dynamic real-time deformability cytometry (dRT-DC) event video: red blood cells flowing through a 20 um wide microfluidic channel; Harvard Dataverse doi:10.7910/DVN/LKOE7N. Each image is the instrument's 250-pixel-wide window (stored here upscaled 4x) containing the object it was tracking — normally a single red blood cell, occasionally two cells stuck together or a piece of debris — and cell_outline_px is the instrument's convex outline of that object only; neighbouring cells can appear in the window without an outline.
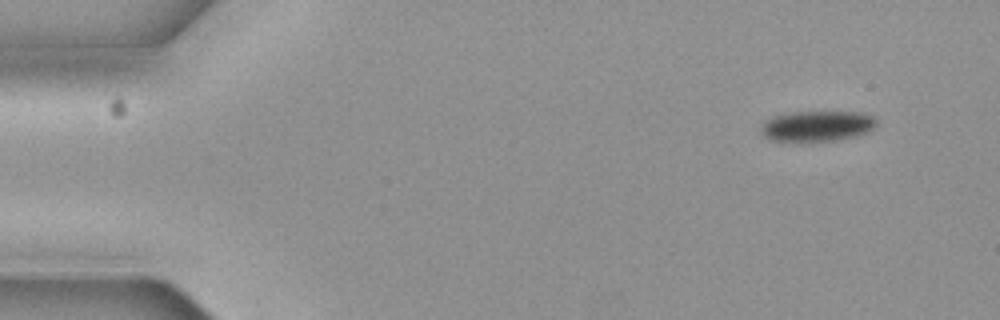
{"species": "common noctule bat (a hibernating species)", "species_latin": "Nyctalus noctula", "temperature_condition": "cold", "stored_images_in_passage": 5, "camera_frame_rate_fps": 3000, "um_per_image_px": 0.085, "animal": {"sex": "female", "body_mass_g": 19.3, "forearm_length_mm": 54.1}, "frame": {"image": 1, "passage_image": 2, "time_ms": 0.333, "image_size_px": [1000, 320], "cell_outline_px": [[876, 124], [868, 132], [856, 136], [836, 140], [808, 144], [800, 144], [768, 140], [760, 132], [760, 128], [772, 116], [792, 112], [860, 112], [872, 116], [876, 120]], "centroid_in_image_um": [69.39, 10.77], "position_along_channel_um": 15.6, "area_um2": 21.33}}
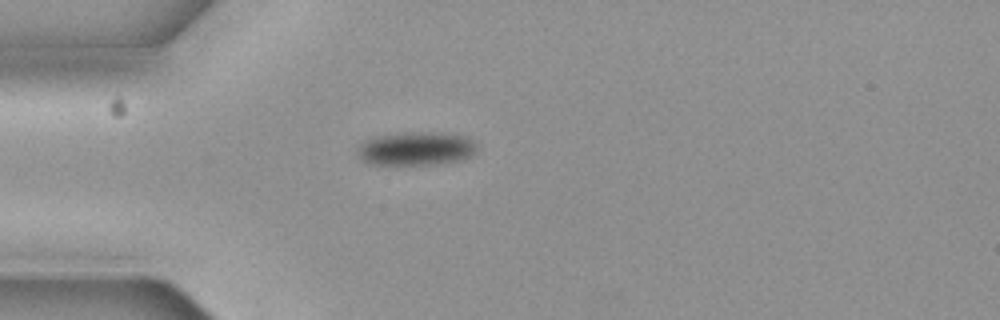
{"frame": {"image": 2, "passage_image": 4, "time_ms": 1.0, "image_size_px": [1000, 320], "cell_outline_px": [[476, 152], [460, 160], [436, 164], [372, 164], [364, 160], [356, 152], [356, 148], [364, 140], [376, 136], [404, 132], [440, 132], [464, 136], [472, 140], [476, 144]], "centroid_in_image_um": [35.35, 12.61], "position_along_channel_um": 49.7, "area_um2": 23.29}}